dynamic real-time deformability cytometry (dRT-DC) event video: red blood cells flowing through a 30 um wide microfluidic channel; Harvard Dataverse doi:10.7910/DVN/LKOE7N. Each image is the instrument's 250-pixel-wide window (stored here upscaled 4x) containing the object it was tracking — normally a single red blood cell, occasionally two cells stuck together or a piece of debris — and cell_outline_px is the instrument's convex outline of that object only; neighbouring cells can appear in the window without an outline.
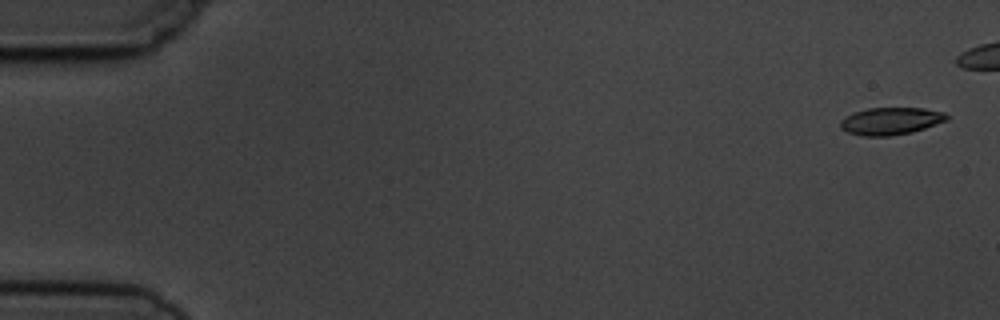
{"species": "common noctule bat (a hibernating species)", "species_latin": "Nyctalus noctula", "temperature_condition": "cold", "stored_images_in_passage": 5, "camera_frame_rate_fps": 3000, "um_per_image_px": 0.085, "animal": {"sex": "male", "body_mass_g": 19.5, "forearm_length_mm": 54.6}, "frame": {"image": 1, "passage_image": 1, "time_ms": 0.0, "image_size_px": [1000, 320], "cell_outline_px": [[948, 120], [912, 132], [888, 136], [860, 136], [848, 132], [840, 128], [840, 120], [844, 116], [868, 108], [924, 108], [944, 112], [948, 116]], "centroid_in_image_um": [75.69, 10.29], "position_along_channel_um": 9.3, "area_um2": 16.94}}